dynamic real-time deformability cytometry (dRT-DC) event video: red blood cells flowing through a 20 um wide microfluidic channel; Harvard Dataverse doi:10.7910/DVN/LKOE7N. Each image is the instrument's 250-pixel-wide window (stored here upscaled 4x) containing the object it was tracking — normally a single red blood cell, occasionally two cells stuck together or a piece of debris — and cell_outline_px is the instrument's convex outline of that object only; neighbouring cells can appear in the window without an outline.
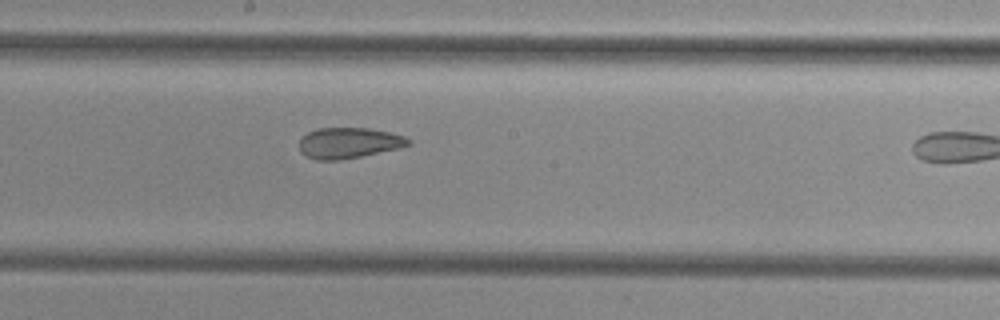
{"species": "common noctule bat (a hibernating species)", "species_latin": "Nyctalus noctula", "temperature_condition": "cold", "stored_images_in_passage": 11, "camera_frame_rate_fps": 3000, "um_per_image_px": 0.085, "animal": {"sex": "female", "body_mass_g": 29.2, "forearm_length_mm": 56.3}, "frame": {"image": 1, "passage_image": 10, "time_ms": 12.0, "image_size_px": [1000, 320], "cell_outline_px": [[412, 144], [400, 148], [340, 160], [316, 160], [304, 156], [300, 152], [300, 136], [316, 128], [368, 128], [388, 132], [404, 136], [412, 140]], "centroid_in_image_um": [29.62, 12.15], "position_along_channel_um": 218.6, "area_um2": 19.71}}